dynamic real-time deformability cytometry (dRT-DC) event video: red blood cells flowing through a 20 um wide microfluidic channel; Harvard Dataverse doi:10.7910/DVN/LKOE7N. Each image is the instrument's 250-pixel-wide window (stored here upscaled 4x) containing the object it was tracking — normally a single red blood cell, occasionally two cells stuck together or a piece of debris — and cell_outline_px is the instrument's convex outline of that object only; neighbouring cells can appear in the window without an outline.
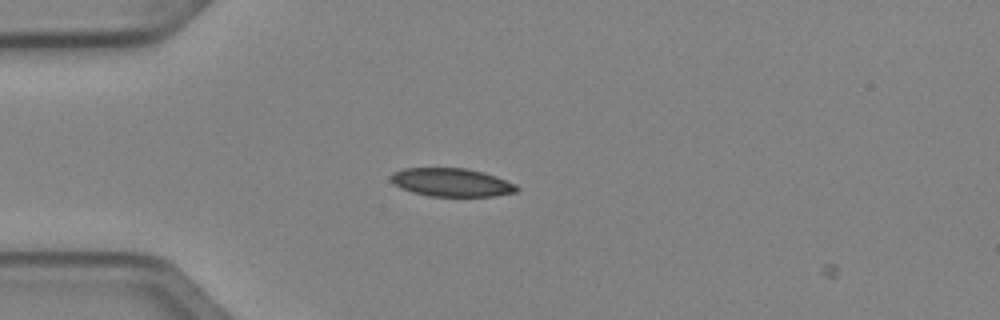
{"species": "Egyptian fruit bat (a non-hibernating species)", "species_latin": "Rousettus aegyptiacus", "temperature_condition": "cold", "stored_images_in_passage": 3, "camera_frame_rate_fps": 3000, "um_per_image_px": 0.085, "animal": {"sex": "female"}, "frame": {"image": 1, "passage_image": 2, "time_ms": 0.333, "image_size_px": [1000, 320], "cell_outline_px": [[520, 188], [516, 192], [492, 196], [428, 196], [412, 192], [400, 188], [392, 184], [388, 180], [388, 176], [392, 172], [404, 168], [464, 168], [484, 172], [496, 176], [516, 184]], "centroid_in_image_um": [38.32, 15.5], "position_along_channel_um": 46.7, "area_um2": 21.04}}